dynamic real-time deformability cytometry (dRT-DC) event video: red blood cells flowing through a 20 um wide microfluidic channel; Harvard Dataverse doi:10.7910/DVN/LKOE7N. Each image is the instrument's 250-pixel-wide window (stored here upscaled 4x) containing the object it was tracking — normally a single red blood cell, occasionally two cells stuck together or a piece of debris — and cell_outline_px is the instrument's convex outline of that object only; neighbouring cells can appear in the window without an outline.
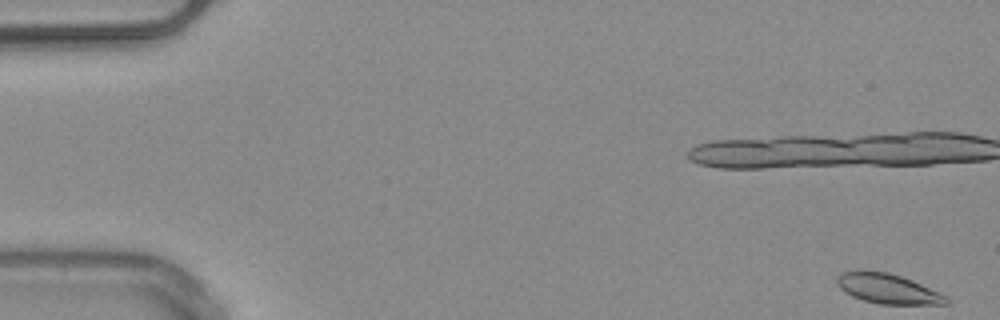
{"species": "common noctule bat (a hibernating species)", "species_latin": "Nyctalus noctula", "temperature_condition": "warm", "stored_images_in_passage": 15, "camera_frame_rate_fps": 3000, "um_per_image_px": 0.085, "animal": {"sex": "male", "body_mass_g": 20.4}, "frame": {"image": 1, "passage_image": 1, "time_ms": 0.0, "image_size_px": [1000, 320], "cell_outline_px": [[948, 304], [880, 304], [864, 300], [852, 296], [840, 288], [836, 284], [836, 276], [840, 272], [888, 272], [912, 280], [948, 296]], "centroid_in_image_um": [75.47, 24.56], "position_along_channel_um": 9.5, "area_um2": 18.67}}